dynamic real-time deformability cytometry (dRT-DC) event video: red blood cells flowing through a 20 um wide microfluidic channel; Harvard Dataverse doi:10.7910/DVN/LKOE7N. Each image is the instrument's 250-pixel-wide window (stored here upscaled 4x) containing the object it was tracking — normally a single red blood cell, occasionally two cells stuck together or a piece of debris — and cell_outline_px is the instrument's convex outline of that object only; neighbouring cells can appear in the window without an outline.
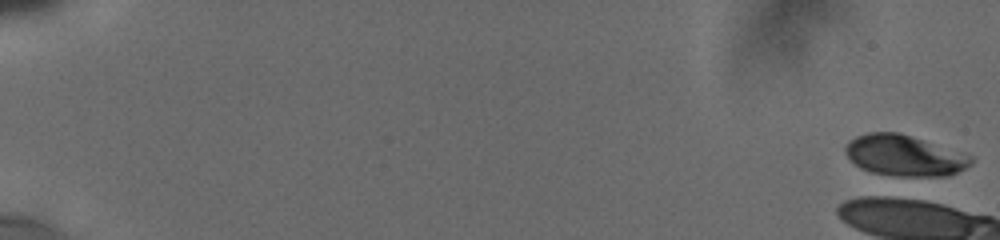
{"species": "human", "species_latin": "Homo sapiens", "temperature_condition": "cold", "stored_images_in_passage": 2, "camera_frame_rate_fps": 3000, "um_per_image_px": 0.085, "donor": {"sex": "male"}, "frame": {"image": 1, "passage_image": 1, "time_ms": 0.0, "image_size_px": [1000, 240], "cell_outline_px": [[972, 164], [948, 176], [892, 176], [872, 172], [860, 168], [844, 152], [844, 148], [848, 140], [856, 136], [868, 132], [896, 132], [972, 156]], "centroid_in_image_um": [76.81, 13.23], "position_along_channel_um": 8.2, "area_um2": 29.54}}